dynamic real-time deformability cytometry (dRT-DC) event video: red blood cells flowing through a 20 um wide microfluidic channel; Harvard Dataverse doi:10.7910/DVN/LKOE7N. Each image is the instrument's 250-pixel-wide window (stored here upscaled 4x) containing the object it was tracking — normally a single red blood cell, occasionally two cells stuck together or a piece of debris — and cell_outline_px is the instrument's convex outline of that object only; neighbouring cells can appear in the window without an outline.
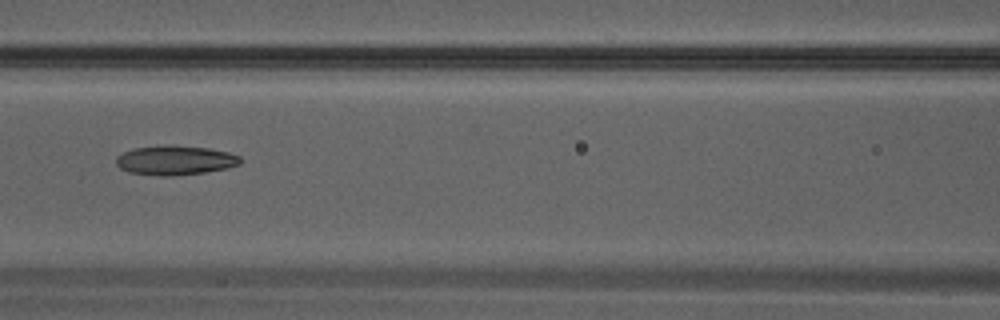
{"species": "Egyptian fruit bat (a non-hibernating species)", "species_latin": "Rousettus aegyptiacus", "temperature_condition": "warm", "stored_images_in_passage": 35, "camera_frame_rate_fps": 3000, "um_per_image_px": 0.085, "animal": {"sex": "male"}, "frame": {"image": 1, "passage_image": 16, "time_ms": 5.0, "image_size_px": [1000, 320], "cell_outline_px": [[240, 164], [228, 168], [204, 172], [172, 176], [160, 176], [128, 172], [120, 168], [116, 164], [116, 156], [124, 152], [136, 148], [208, 148], [228, 152], [240, 156]], "centroid_in_image_um": [14.9, 13.68], "position_along_channel_um": 151.7, "area_um2": 20.29}}
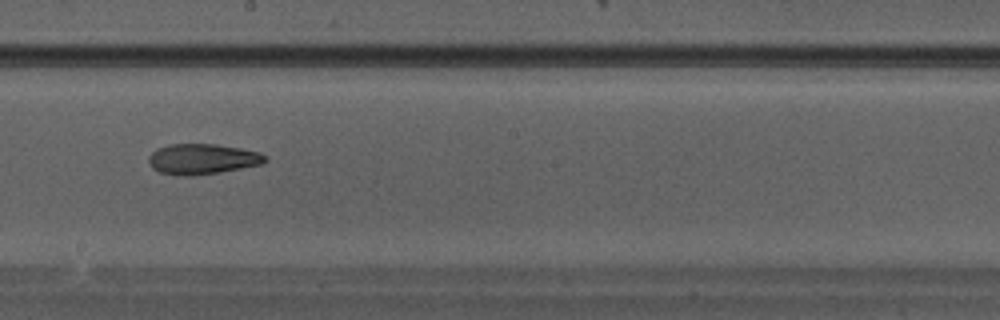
{"frame": {"image": 2, "passage_image": 20, "time_ms": 6.333, "image_size_px": [1000, 320], "cell_outline_px": [[268, 160], [264, 164], [220, 172], [192, 176], [180, 176], [160, 172], [152, 168], [148, 160], [148, 156], [156, 148], [172, 144], [216, 144], [240, 148], [260, 152]], "centroid_in_image_um": [17.2, 13.52], "position_along_channel_um": 231.0, "area_um2": 20.81}}